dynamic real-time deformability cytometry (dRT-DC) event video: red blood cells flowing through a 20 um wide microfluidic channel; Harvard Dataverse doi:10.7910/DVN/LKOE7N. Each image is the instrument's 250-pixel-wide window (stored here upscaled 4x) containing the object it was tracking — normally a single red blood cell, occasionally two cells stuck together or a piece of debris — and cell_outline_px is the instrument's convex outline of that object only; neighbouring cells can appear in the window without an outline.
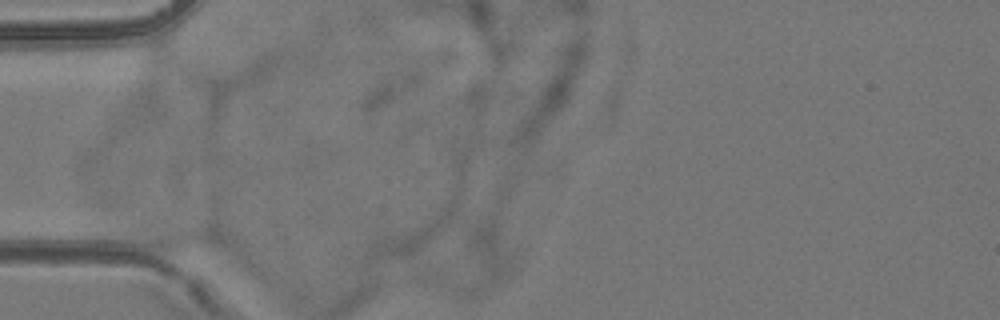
{"species": "common noctule bat (a hibernating species)", "species_latin": "Nyctalus noctula", "temperature_condition": "room temperature", "stored_images_in_passage": 2, "camera_frame_rate_fps": 3000, "um_per_image_px": 0.085, "animal": {"sex": "female", "body_mass_g": 24.6, "forearm_length_mm": 56.2}, "frame": {"image": 1, "passage_image": 1, "time_ms": 0.0, "image_size_px": [1000, 320], "cell_outline_px": [[232, 256], [164, 252], [148, 244], [124, 228], [140, 220], [144, 220], [216, 228], [224, 240]], "centroid_in_image_um": [15.33, 20.22], "position_along_channel_um": 69.7, "area_um2": 17.74}}